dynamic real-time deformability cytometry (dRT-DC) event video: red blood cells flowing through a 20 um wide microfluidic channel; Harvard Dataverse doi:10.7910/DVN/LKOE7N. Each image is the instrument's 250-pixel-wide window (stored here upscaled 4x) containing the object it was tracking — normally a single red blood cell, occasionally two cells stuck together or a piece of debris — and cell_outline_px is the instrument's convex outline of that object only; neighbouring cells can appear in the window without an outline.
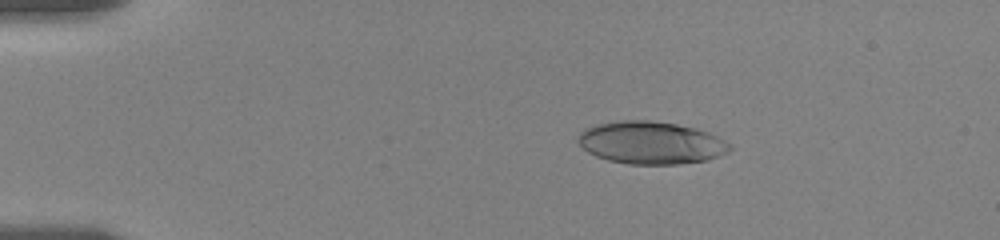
{"species": "human", "species_latin": "Homo sapiens", "temperature_condition": "room temperature", "stored_images_in_passage": 15, "camera_frame_rate_fps": 3000, "um_per_image_px": 0.085, "donor": {"sex": "female"}, "frame": {"image": 1, "passage_image": 8, "time_ms": 3.333, "image_size_px": [1000, 240], "cell_outline_px": [[732, 148], [728, 152], [708, 160], [680, 164], [628, 164], [608, 160], [596, 156], [588, 152], [576, 140], [580, 132], [584, 128], [596, 124], [620, 120], [648, 120], [676, 124], [696, 128], [708, 132], [732, 144]], "centroid_in_image_um": [55.33, 12.13], "position_along_channel_um": 29.7, "area_um2": 37.8}}
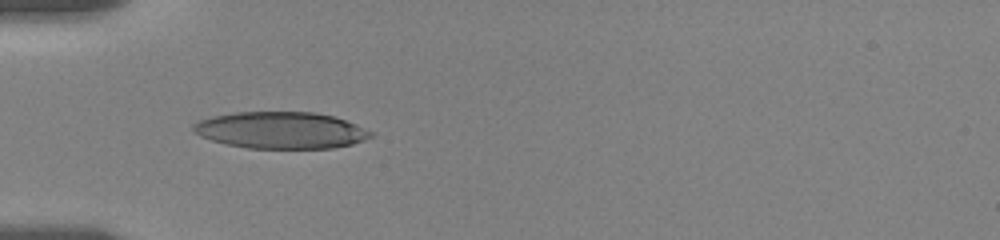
{"frame": {"image": 2, "passage_image": 14, "time_ms": 6.0, "image_size_px": [1000, 240], "cell_outline_px": [[376, 136], [352, 144], [332, 148], [248, 148], [224, 144], [200, 136], [192, 132], [192, 124], [200, 120], [212, 116], [236, 112], [316, 112], [332, 116], [356, 124], [372, 132]], "centroid_in_image_um": [23.86, 11.07], "position_along_channel_um": 61.1, "area_um2": 38.09}}
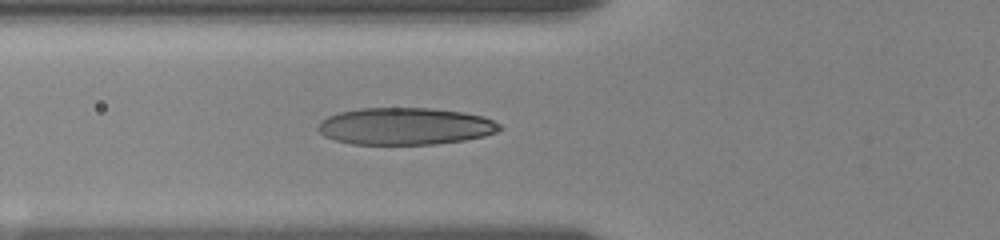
{"frame": {"image": 3, "passage_image": 15, "time_ms": 7.0, "image_size_px": [1000, 240], "cell_outline_px": [[504, 128], [496, 132], [484, 136], [464, 140], [436, 144], [352, 144], [336, 140], [324, 136], [316, 128], [320, 120], [328, 116], [340, 112], [360, 108], [432, 108], [464, 112], [484, 116], [500, 124]], "centroid_in_image_um": [34.45, 10.72], "position_along_channel_um": 91.3, "area_um2": 39.42}}